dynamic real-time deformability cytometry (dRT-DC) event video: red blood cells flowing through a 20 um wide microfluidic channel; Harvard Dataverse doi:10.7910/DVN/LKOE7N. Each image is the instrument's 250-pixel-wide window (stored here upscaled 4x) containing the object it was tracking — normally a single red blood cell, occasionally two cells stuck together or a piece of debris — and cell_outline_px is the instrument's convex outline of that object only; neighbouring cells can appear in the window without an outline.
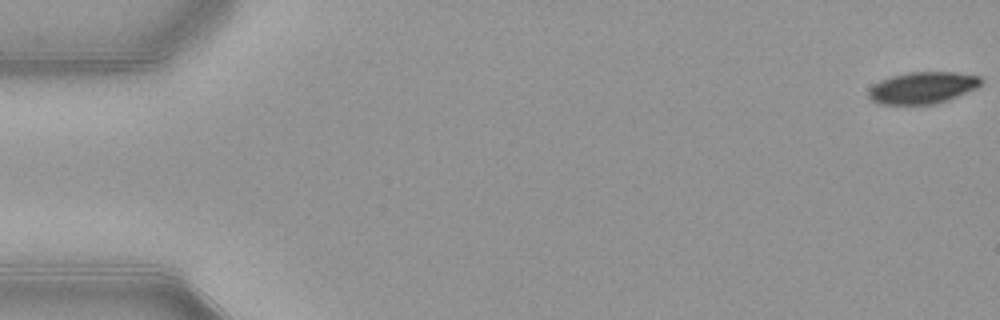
{"species": "common noctule bat (a hibernating species)", "species_latin": "Nyctalus noctula", "temperature_condition": "warm", "stored_images_in_passage": 53, "camera_frame_rate_fps": 3000, "um_per_image_px": 0.085, "animal": {"sex": "female", "body_mass_g": 21.9}, "frame": {"image": 1, "passage_image": 1, "time_ms": 0.0, "image_size_px": [1000, 320], "cell_outline_px": [[984, 84], [976, 88], [948, 100], [936, 104], [880, 104], [872, 100], [868, 96], [868, 88], [880, 80], [892, 76], [908, 72], [956, 72], [980, 76], [984, 80]], "centroid_in_image_um": [78.45, 7.45], "position_along_channel_um": 6.6, "area_um2": 20.98}}
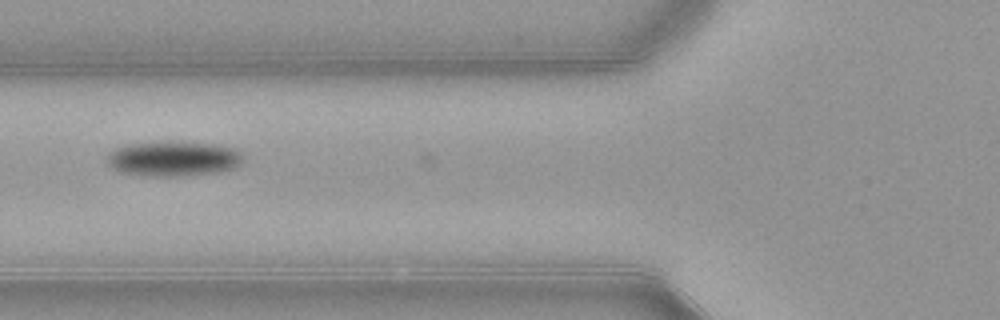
{"frame": {"image": 2, "passage_image": 21, "time_ms": 6.667, "image_size_px": [1000, 320], "cell_outline_px": [[244, 160], [240, 164], [232, 168], [220, 172], [176, 176], [156, 176], [120, 172], [112, 168], [104, 160], [104, 156], [108, 152], [116, 148], [132, 144], [212, 144], [236, 148], [240, 152]], "centroid_in_image_um": [14.72, 13.53], "position_along_channel_um": 111.1, "area_um2": 26.93}}
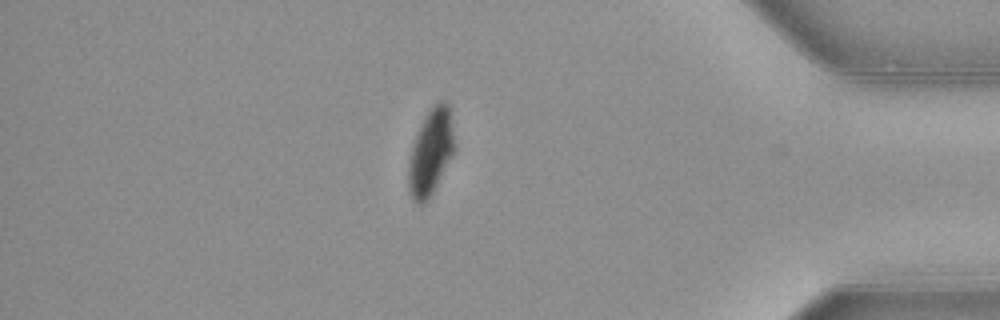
{"frame": {"image": 3, "passage_image": 46, "time_ms": 15.0, "image_size_px": [1000, 320], "cell_outline_px": [[456, 144], [432, 192], [424, 204], [416, 204], [408, 188], [408, 164], [412, 148], [420, 124], [436, 100], [444, 100], [448, 104]], "centroid_in_image_um": [36.6, 12.88], "position_along_channel_um": 398.6, "area_um2": 22.48}, "authors_computed_cell_mechanics": {"area_um2": 24.565, "velocity_mm_per_s": 3.9059, "shape_relaxation_time_tau1_ms": 2.7166, "shape_relaxation_time_tau2_ms": null, "deformation_change_tau1": 0.1393, "deformation_change_tau2": null}}